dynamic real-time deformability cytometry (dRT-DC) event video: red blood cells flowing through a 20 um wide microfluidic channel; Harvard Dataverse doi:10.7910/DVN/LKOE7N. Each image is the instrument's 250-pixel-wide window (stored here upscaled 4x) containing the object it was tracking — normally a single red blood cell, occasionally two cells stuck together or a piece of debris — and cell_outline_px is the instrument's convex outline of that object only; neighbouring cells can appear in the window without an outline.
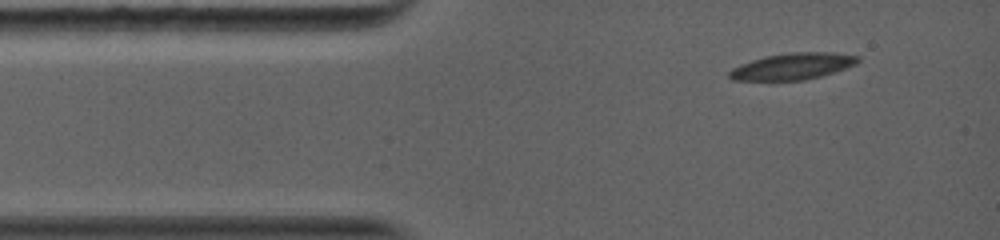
{"species": "common noctule bat (a hibernating species)", "species_latin": "Nyctalus noctula", "temperature_condition": "warm", "stored_images_in_passage": 23, "camera_frame_rate_fps": 5000, "um_per_image_px": 0.085, "animal": {"sex": "female", "body_mass_g": 19.0, "forearm_length_mm": 56.7}, "frame": {"image": 1, "passage_image": 1, "time_ms": 0.0, "image_size_px": [1000, 240], "cell_outline_px": [[860, 60], [856, 64], [820, 76], [804, 80], [732, 80], [728, 76], [728, 72], [732, 68], [740, 64], [764, 56], [792, 52], [832, 52], [860, 56]], "centroid_in_image_um": [67.36, 5.63], "position_along_channel_um": 17.6, "area_um2": 19.77}}
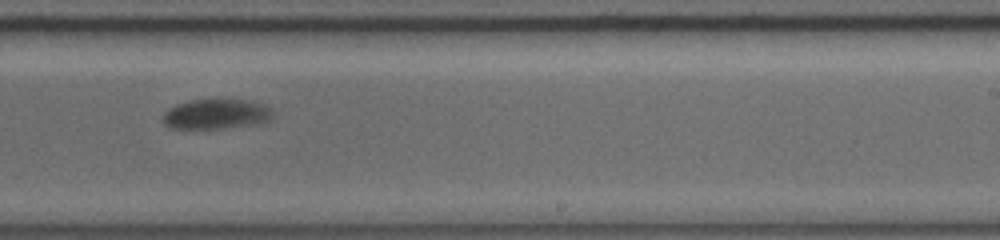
{"frame": {"image": 2, "passage_image": 14, "time_ms": 7.4, "image_size_px": [1000, 240], "cell_outline_px": [[272, 116], [268, 120], [260, 124], [224, 128], [168, 128], [160, 120], [164, 112], [168, 108], [176, 104], [192, 100], [248, 100], [264, 104], [272, 112]], "centroid_in_image_um": [18.32, 9.71], "position_along_channel_um": 270.7, "area_um2": 19.25}}
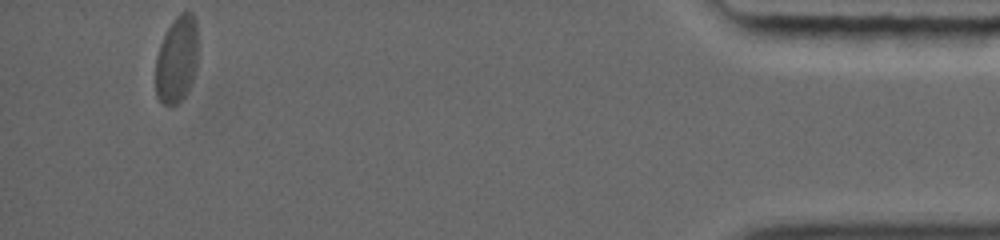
{"frame": {"image": 3, "passage_image": 23, "time_ms": 13.4, "image_size_px": [1000, 240], "cell_outline_px": [[196, 68], [188, 92], [176, 104], [164, 104], [156, 96], [156, 56], [160, 44], [172, 20], [180, 12], [192, 12], [196, 20]], "centroid_in_image_um": [15.02, 5.04], "position_along_channel_um": 420.2, "area_um2": 21.27}, "authors_computed_cell_mechanics": {"area_um2": 20.808, "velocity_mm_per_s": 3.9907, "shape_relaxation_time_tau1_ms": 6.0414, "shape_relaxation_time_tau2_ms": null, "deformation_change_tau1": 0.2068, "deformation_change_tau2": null}}